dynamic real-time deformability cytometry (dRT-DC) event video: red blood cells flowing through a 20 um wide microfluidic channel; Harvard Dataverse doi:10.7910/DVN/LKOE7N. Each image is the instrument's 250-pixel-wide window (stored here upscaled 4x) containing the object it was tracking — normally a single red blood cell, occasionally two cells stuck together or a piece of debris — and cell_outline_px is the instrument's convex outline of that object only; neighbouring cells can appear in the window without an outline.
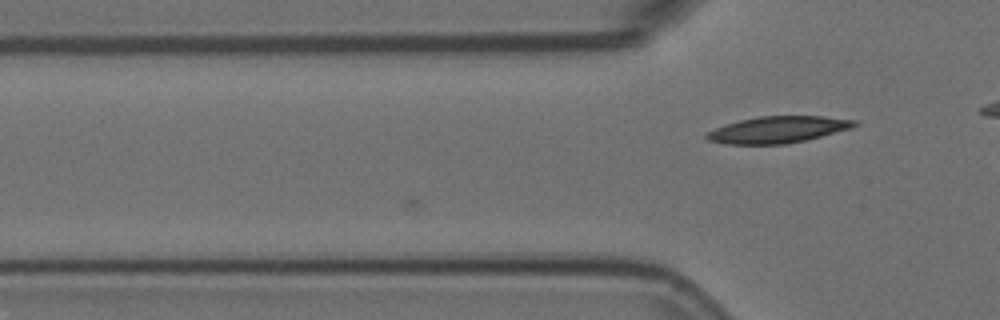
{"species": "Egyptian fruit bat (a non-hibernating species)", "species_latin": "Rousettus aegyptiacus", "temperature_condition": "room temperature", "stored_images_in_passage": 3, "camera_frame_rate_fps": 3000, "um_per_image_px": 0.085, "animal": {"sex": "female"}, "frame": {"image": 1, "passage_image": 3, "time_ms": 0.667, "image_size_px": [1000, 320], "cell_outline_px": [[860, 124], [852, 128], [804, 140], [784, 144], [724, 144], [708, 140], [704, 136], [708, 132], [716, 128], [740, 120], [760, 116], [824, 116], [860, 120]], "centroid_in_image_um": [66.18, 11.01], "position_along_channel_um": 59.6, "area_um2": 22.83}}